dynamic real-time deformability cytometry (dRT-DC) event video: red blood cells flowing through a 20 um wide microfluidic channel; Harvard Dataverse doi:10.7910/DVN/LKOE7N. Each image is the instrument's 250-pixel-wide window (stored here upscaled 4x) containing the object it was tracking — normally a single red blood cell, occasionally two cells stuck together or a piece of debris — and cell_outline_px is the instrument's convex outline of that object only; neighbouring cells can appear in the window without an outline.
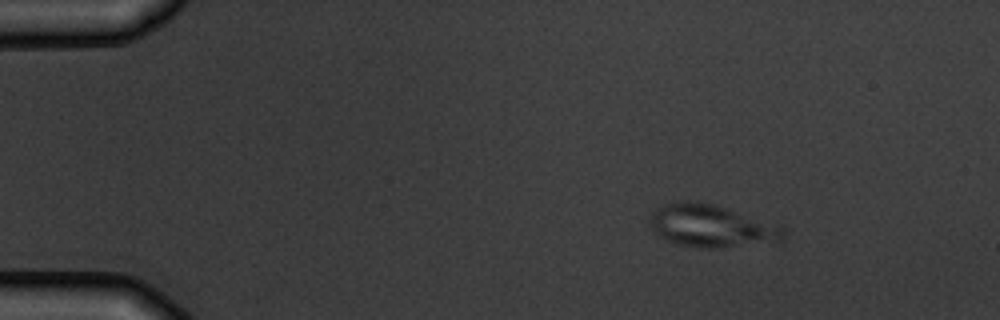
{"species": "common noctule bat (a hibernating species)", "species_latin": "Nyctalus noctula", "temperature_condition": "warm", "stored_images_in_passage": 4, "camera_frame_rate_fps": 3000, "um_per_image_px": 0.085, "animal": {"sex": "male", "body_mass_g": 19.5, "forearm_length_mm": 54.6}, "frame": {"image": 1, "passage_image": 2, "time_ms": 1.0, "image_size_px": [1000, 320], "cell_outline_px": [[784, 236], [780, 240], [724, 248], [700, 248], [676, 244], [656, 236], [648, 224], [648, 220], [652, 212], [656, 208], [664, 204], [680, 200], [692, 200], [712, 204], [784, 228]], "centroid_in_image_um": [60.31, 19.21], "position_along_channel_um": 24.7, "area_um2": 32.77}}